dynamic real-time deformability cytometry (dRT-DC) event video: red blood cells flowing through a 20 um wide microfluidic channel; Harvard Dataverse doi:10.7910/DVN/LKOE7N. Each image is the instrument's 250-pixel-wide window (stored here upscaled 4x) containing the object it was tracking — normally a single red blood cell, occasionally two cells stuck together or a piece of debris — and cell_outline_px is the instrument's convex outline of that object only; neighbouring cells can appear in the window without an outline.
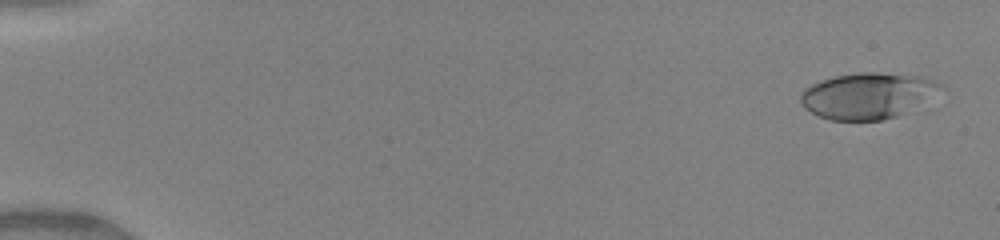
{"species": "human", "species_latin": "Homo sapiens", "temperature_condition": "warm", "stored_images_in_passage": 49, "camera_frame_rate_fps": 3000, "um_per_image_px": 0.085, "donor": {"sex": "female"}, "frame": {"image": 1, "passage_image": 2, "time_ms": 0.333, "image_size_px": [1000, 240], "cell_outline_px": [[948, 88], [896, 116], [880, 120], [832, 120], [820, 116], [804, 108], [800, 100], [800, 92], [804, 88], [820, 80], [832, 76], [856, 72], [880, 72], [920, 76], [936, 80], [944, 84]], "centroid_in_image_um": [73.76, 8.1], "position_along_channel_um": 11.2, "area_um2": 37.74}}
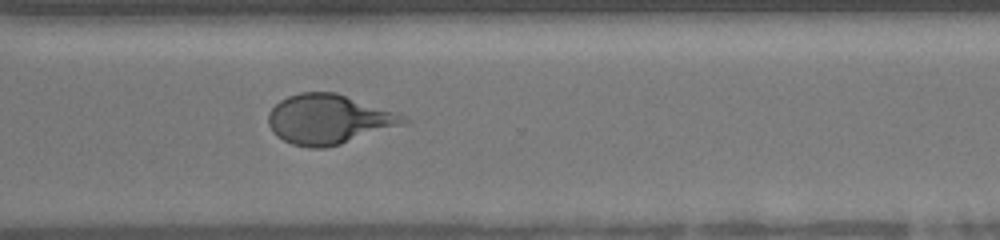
{"frame": {"image": 2, "passage_image": 37, "time_ms": 12.0, "image_size_px": [1000, 240], "cell_outline_px": [[412, 120], [340, 144], [324, 148], [308, 148], [292, 144], [276, 136], [272, 132], [268, 124], [268, 112], [280, 100], [288, 96], [300, 92], [336, 92], [404, 116]], "centroid_in_image_um": [27.84, 10.14], "position_along_channel_um": 342.8, "area_um2": 38.44}}
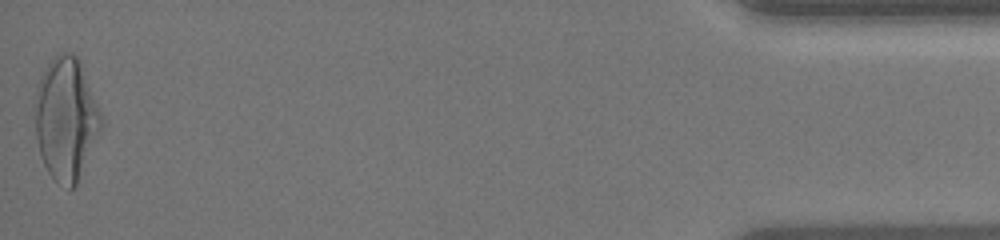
{"frame": {"image": 3, "passage_image": 49, "time_ms": 16.0, "image_size_px": [1000, 240], "cell_outline_px": [[104, 120], [76, 184], [72, 188], [68, 188], [56, 180], [48, 172], [40, 156], [36, 140], [32, 104], [36, 88], [40, 76], [48, 64], [60, 52], [72, 52], [80, 60], [104, 116]], "centroid_in_image_um": [5.58, 10.03], "position_along_channel_um": 429.6, "area_um2": 47.74}, "authors_computed_cell_mechanics": {"area_um2": 37.6856, "velocity_mm_per_s": 4.1785, "shape_relaxation_time_tau1_ms": 4.6675, "shape_relaxation_time_tau2_ms": 0.768, "deformation_change_tau1": 0.2073, "deformation_change_tau2": 0.0901}}